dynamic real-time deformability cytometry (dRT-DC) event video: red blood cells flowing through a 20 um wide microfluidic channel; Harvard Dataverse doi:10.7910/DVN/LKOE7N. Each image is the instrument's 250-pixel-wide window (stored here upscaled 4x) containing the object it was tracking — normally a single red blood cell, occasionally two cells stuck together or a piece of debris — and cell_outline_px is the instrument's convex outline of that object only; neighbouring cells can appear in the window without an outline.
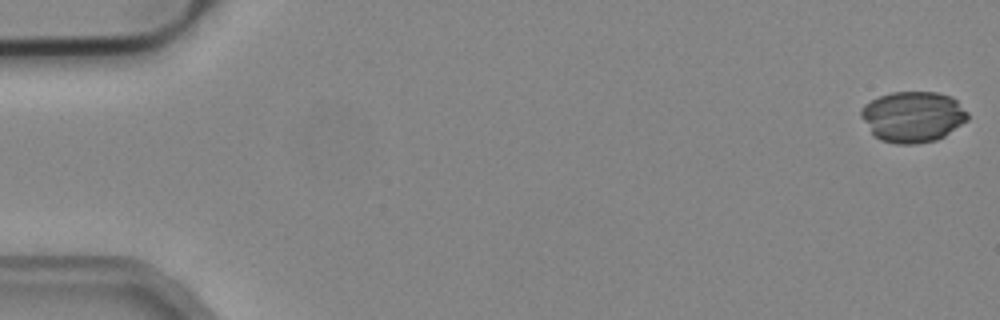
{"species": "common noctule bat (a hibernating species)", "species_latin": "Nyctalus noctula", "temperature_condition": "cold", "stored_images_in_passage": 54, "camera_frame_rate_fps": 3000, "um_per_image_px": 0.085, "animal": {"sex": "male", "body_mass_g": 19.2, "forearm_length_mm": 51.8}, "frame": {"image": 1, "passage_image": 1, "time_ms": 0.0, "image_size_px": [1000, 320], "cell_outline_px": [[968, 120], [944, 136], [936, 140], [916, 144], [896, 144], [880, 140], [872, 132], [860, 116], [860, 108], [864, 104], [880, 96], [892, 92], [936, 92], [952, 96], [968, 112]], "centroid_in_image_um": [77.6, 9.92], "position_along_channel_um": 7.4, "area_um2": 31.62}}